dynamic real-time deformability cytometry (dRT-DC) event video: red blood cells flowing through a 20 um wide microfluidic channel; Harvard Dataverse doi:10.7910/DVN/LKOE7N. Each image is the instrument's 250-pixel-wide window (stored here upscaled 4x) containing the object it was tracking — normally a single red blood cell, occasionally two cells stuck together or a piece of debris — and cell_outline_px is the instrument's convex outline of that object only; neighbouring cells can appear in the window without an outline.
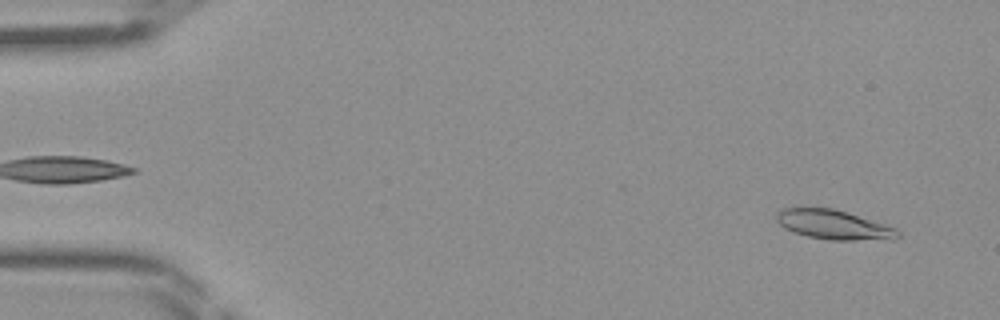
{"species": "Egyptian fruit bat (a non-hibernating species)", "species_latin": "Rousettus aegyptiacus", "temperature_condition": "room temperature", "stored_images_in_passage": 43, "camera_frame_rate_fps": 3000, "um_per_image_px": 0.085, "frame": {"image": 1, "passage_image": 3, "time_ms": 0.667, "image_size_px": [1000, 320], "cell_outline_px": [[900, 236], [896, 240], [828, 240], [808, 236], [784, 228], [776, 220], [776, 212], [780, 208], [832, 208], [884, 224], [896, 228], [900, 232]], "centroid_in_image_um": [70.89, 19.12], "position_along_channel_um": 14.1, "area_um2": 20.75}}
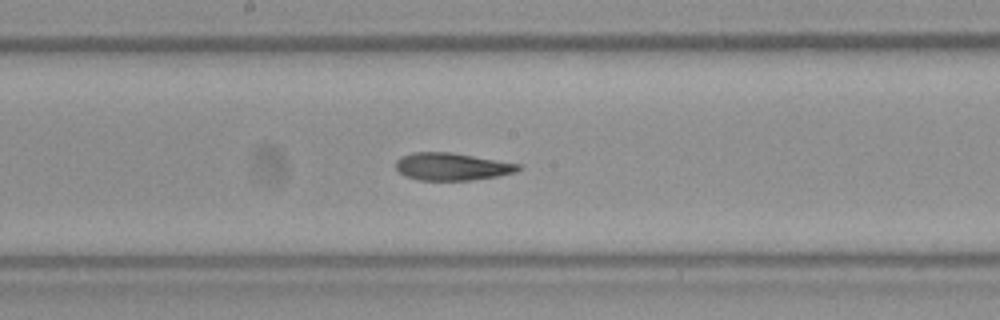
{"frame": {"image": 2, "passage_image": 24, "time_ms": 7.667, "image_size_px": [1000, 320], "cell_outline_px": [[520, 168], [516, 172], [496, 176], [472, 180], [420, 180], [404, 176], [396, 168], [396, 160], [400, 156], [412, 152], [452, 152], [520, 164]], "centroid_in_image_um": [38.37, 14.15], "position_along_channel_um": 209.8, "area_um2": 19.59}}
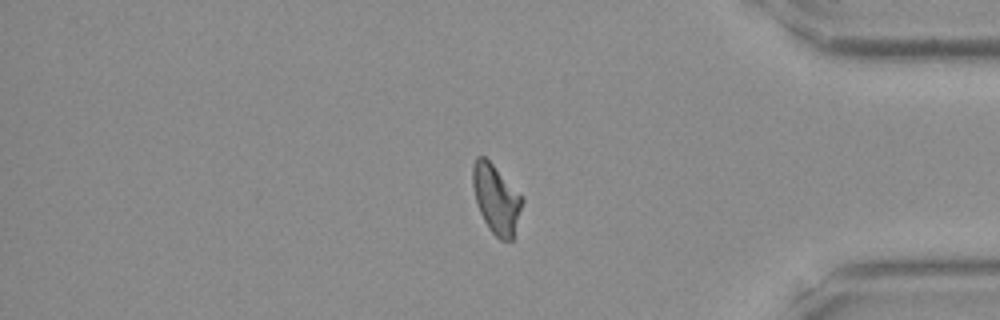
{"frame": {"image": 3, "passage_image": 38, "time_ms": 12.333, "image_size_px": [1000, 320], "cell_outline_px": [[524, 200], [512, 240], [500, 240], [488, 228], [480, 212], [476, 200], [472, 184], [472, 164], [476, 156], [484, 156], [524, 196]], "centroid_in_image_um": [42.18, 16.9], "position_along_channel_um": 393.0, "area_um2": 19.88}}